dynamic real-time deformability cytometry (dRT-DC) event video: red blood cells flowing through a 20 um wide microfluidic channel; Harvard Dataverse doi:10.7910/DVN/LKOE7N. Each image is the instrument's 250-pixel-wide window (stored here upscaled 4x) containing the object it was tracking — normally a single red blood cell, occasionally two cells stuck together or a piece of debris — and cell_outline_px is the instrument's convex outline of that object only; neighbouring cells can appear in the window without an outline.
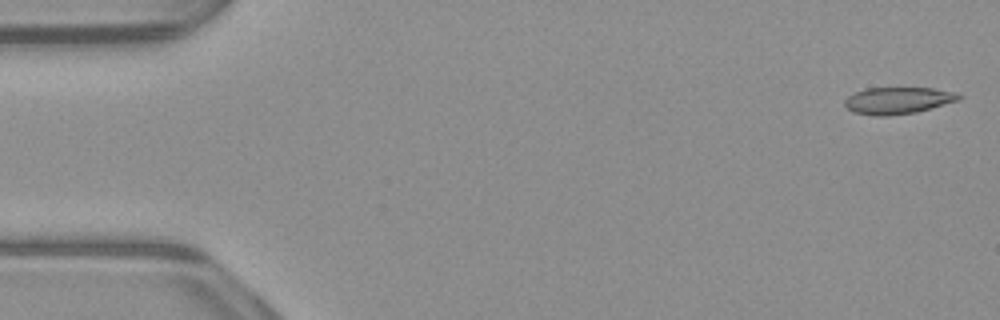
{"species": "common noctule bat (a hibernating species)", "species_latin": "Nyctalus noctula", "temperature_condition": "warm", "stored_images_in_passage": 13, "camera_frame_rate_fps": 3000, "um_per_image_px": 0.085, "animal": {"sex": "male", "body_mass_g": 23.1, "forearm_length_mm": 52.7}, "frame": {"image": 1, "passage_image": 1, "time_ms": 0.0, "image_size_px": [1000, 320], "cell_outline_px": [[964, 96], [960, 100], [916, 112], [888, 116], [872, 116], [852, 112], [844, 104], [844, 100], [848, 96], [856, 92], [868, 88], [932, 88], [956, 92]], "centroid_in_image_um": [76.34, 8.55], "position_along_channel_um": 8.7, "area_um2": 17.92}}